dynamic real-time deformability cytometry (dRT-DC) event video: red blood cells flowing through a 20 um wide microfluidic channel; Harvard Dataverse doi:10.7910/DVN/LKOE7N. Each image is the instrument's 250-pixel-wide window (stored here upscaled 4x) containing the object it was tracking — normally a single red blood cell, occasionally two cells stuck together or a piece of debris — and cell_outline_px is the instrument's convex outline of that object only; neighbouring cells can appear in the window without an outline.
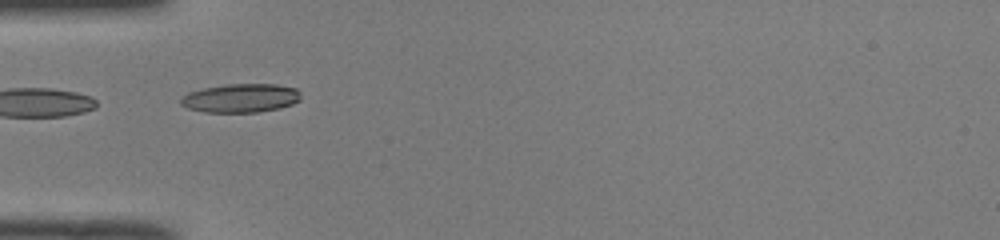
{"species": "common noctule bat (a hibernating species)", "species_latin": "Nyctalus noctula", "temperature_condition": "room temperature", "stored_images_in_passage": 21, "camera_frame_rate_fps": 3000, "um_per_image_px": 0.085, "animal": {"sex": "male", "body_mass_g": 19.0, "forearm_length_mm": 50.8}, "frame": {"image": 1, "passage_image": 1, "time_ms": 0.0, "image_size_px": [1000, 240], "cell_outline_px": [[300, 100], [292, 104], [280, 108], [256, 112], [204, 112], [188, 108], [180, 104], [180, 100], [188, 92], [204, 88], [228, 84], [276, 84], [296, 88], [300, 92]], "centroid_in_image_um": [20.48, 8.33], "position_along_channel_um": 64.5, "area_um2": 20.06}}
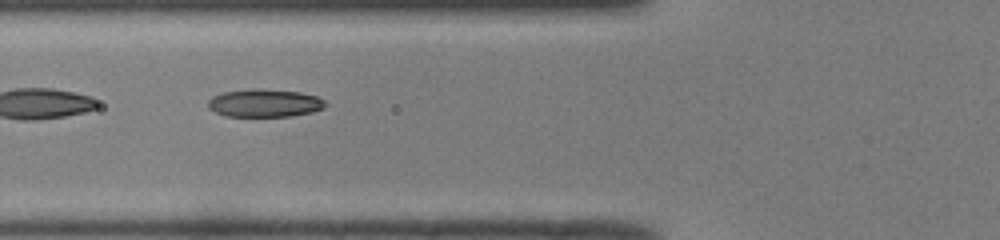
{"frame": {"image": 2, "passage_image": 4, "time_ms": 1.0, "image_size_px": [1000, 240], "cell_outline_px": [[328, 104], [324, 108], [312, 112], [292, 116], [224, 116], [208, 108], [208, 100], [212, 96], [224, 92], [252, 88], [260, 88], [300, 92], [316, 96], [324, 100]], "centroid_in_image_um": [22.5, 8.75], "position_along_channel_um": 103.3, "area_um2": 19.25}}
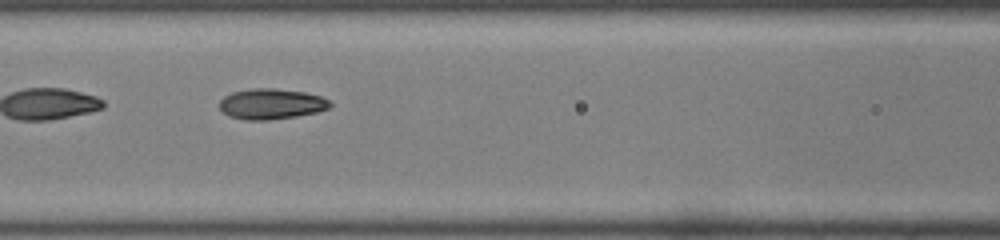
{"frame": {"image": 3, "passage_image": 7, "time_ms": 2.0, "image_size_px": [1000, 240], "cell_outline_px": [[332, 104], [328, 108], [316, 112], [296, 116], [268, 120], [244, 120], [228, 116], [220, 108], [220, 100], [224, 96], [232, 92], [252, 88], [276, 88], [304, 92], [320, 96], [328, 100]], "centroid_in_image_um": [23.03, 8.83], "position_along_channel_um": 143.6, "area_um2": 19.65}}